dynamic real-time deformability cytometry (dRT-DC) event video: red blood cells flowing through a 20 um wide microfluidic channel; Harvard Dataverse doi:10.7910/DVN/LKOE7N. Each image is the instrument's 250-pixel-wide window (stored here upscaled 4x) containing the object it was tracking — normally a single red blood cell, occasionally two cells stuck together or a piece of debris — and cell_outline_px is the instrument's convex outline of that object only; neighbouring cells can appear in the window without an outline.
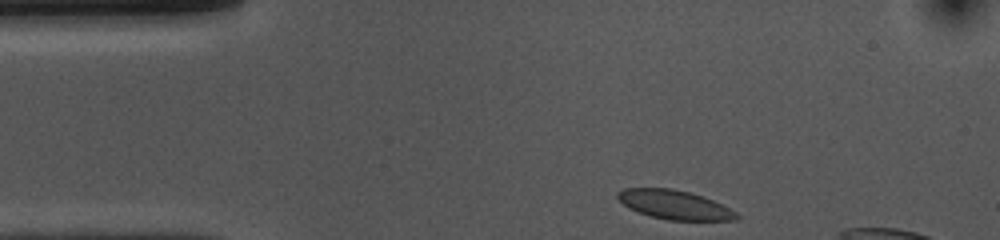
{"species": "common noctule bat (a hibernating species)", "species_latin": "Nyctalus noctula", "temperature_condition": "cold", "stored_images_in_passage": 8, "camera_frame_rate_fps": 3000, "um_per_image_px": 0.085, "animal": {"sex": "female", "body_mass_g": 10.0, "forearm_length_mm": 53.1}, "frame": {"image": 1, "passage_image": 1, "time_ms": 0.0, "image_size_px": [1000, 240], "cell_outline_px": [[740, 216], [736, 220], [668, 220], [648, 216], [628, 208], [616, 196], [616, 192], [624, 188], [672, 188], [704, 196], [736, 212]], "centroid_in_image_um": [57.3, 17.4], "position_along_channel_um": 27.7, "area_um2": 20.11}}